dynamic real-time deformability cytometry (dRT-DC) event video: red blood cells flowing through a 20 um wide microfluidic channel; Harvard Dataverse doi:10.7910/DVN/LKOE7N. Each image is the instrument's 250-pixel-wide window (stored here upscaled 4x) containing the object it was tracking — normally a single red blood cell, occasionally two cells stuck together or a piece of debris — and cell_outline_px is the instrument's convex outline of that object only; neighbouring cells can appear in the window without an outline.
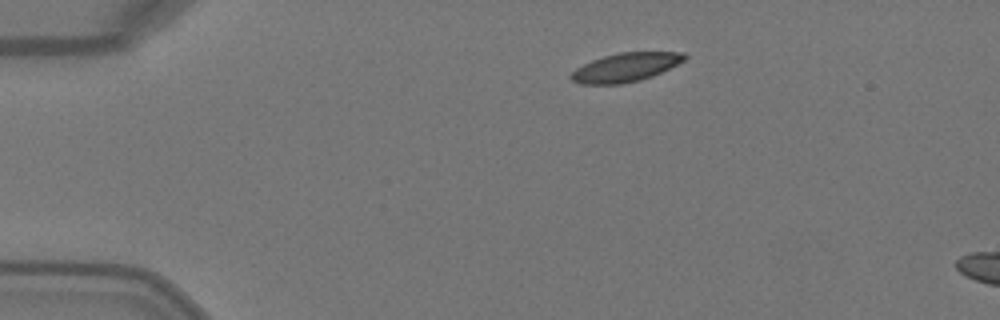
{"species": "Egyptian fruit bat (a non-hibernating species)", "species_latin": "Rousettus aegyptiacus", "temperature_condition": "warm", "stored_images_in_passage": 5, "camera_frame_rate_fps": 3000, "um_per_image_px": 0.085, "animal": {"sex": "female"}, "frame": {"image": 1, "passage_image": 1, "time_ms": 0.0, "image_size_px": [1000, 320], "cell_outline_px": [[688, 56], [684, 60], [652, 76], [640, 80], [620, 84], [580, 84], [572, 80], [568, 76], [576, 68], [592, 60], [604, 56], [620, 52], [684, 52]], "centroid_in_image_um": [53.14, 5.72], "position_along_channel_um": 31.9, "area_um2": 18.84}}